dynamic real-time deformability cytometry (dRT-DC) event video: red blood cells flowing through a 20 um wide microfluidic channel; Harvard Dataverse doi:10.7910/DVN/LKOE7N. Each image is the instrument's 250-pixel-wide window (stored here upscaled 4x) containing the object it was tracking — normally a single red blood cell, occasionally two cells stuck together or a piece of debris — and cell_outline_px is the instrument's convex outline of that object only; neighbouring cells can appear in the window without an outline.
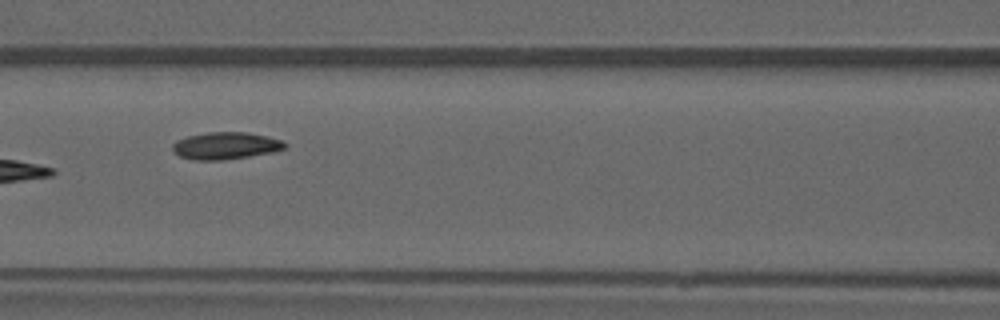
{"species": "common noctule bat (a hibernating species)", "species_latin": "Nyctalus noctula", "temperature_condition": "warm", "stored_images_in_passage": 3, "camera_frame_rate_fps": 3000, "um_per_image_px": 0.085, "animal": {"sex": "male", "forearm_length_mm": 52.5}, "frame": {"image": 1, "passage_image": 3, "time_ms": 2.333, "image_size_px": [1000, 320], "cell_outline_px": [[288, 144], [284, 148], [272, 152], [248, 156], [220, 160], [192, 160], [180, 156], [172, 148], [172, 144], [176, 140], [188, 136], [208, 132], [248, 132], [268, 136], [280, 140]], "centroid_in_image_um": [19.17, 12.37], "position_along_channel_um": 147.4, "area_um2": 17.63}}